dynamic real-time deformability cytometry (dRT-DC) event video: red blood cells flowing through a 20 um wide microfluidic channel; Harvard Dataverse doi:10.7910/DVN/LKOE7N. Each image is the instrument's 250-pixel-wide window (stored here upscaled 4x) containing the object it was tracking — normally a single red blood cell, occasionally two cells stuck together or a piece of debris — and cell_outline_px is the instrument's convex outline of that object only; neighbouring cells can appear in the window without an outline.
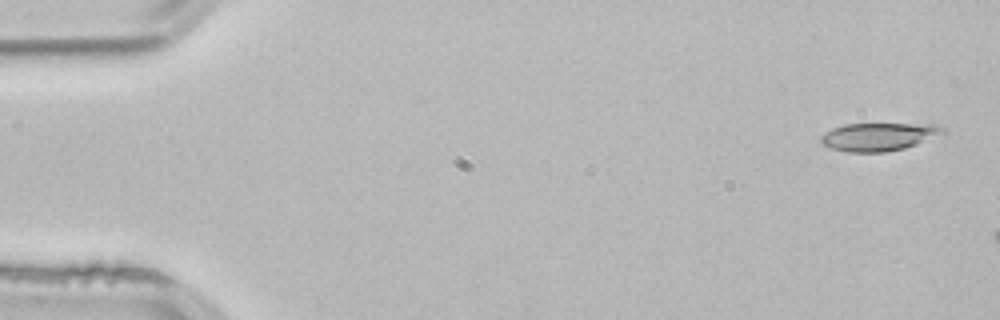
{"species": "common noctule bat (a hibernating species)", "species_latin": "Nyctalus noctula", "temperature_condition": "room temperature", "stored_images_in_passage": 4, "camera_frame_rate_fps": 3000, "um_per_image_px": 0.085, "animal": {"sex": "male", "body_mass_g": 21.5, "forearm_length_mm": 52.0}, "frame": {"image": 1, "passage_image": 4, "time_ms": 1.0, "image_size_px": [1000, 320], "cell_outline_px": [[944, 132], [916, 144], [904, 148], [884, 152], [848, 152], [832, 148], [824, 144], [820, 140], [820, 136], [832, 128], [844, 124], [936, 124], [944, 128]], "centroid_in_image_um": [74.65, 11.61], "position_along_channel_um": 10.3, "area_um2": 19.59}}